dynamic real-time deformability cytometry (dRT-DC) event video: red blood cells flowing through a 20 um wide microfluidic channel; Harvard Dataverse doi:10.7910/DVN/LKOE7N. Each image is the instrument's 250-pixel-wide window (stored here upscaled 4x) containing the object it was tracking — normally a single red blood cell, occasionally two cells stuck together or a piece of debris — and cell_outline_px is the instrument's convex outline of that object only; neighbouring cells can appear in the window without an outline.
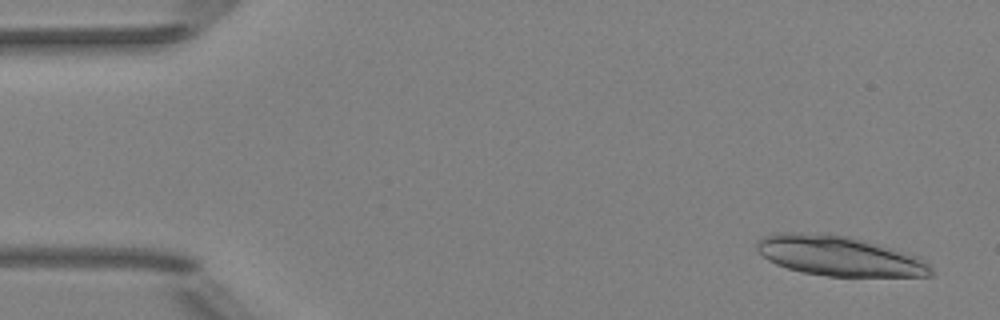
{"species": "Egyptian fruit bat (a non-hibernating species)", "species_latin": "Rousettus aegyptiacus", "temperature_condition": "room temperature", "stored_images_in_passage": 51, "camera_frame_rate_fps": 3000, "um_per_image_px": 0.085, "animal": {"sex": "female"}, "frame": {"image": 1, "passage_image": 3, "time_ms": 0.667, "image_size_px": [1000, 320], "cell_outline_px": [[932, 276], [828, 276], [804, 272], [788, 268], [776, 264], [768, 260], [756, 248], [756, 240], [772, 232], [800, 232], [848, 236], [876, 244], [916, 256], [928, 264], [932, 268]], "centroid_in_image_um": [71.25, 21.75], "position_along_channel_um": 13.7, "area_um2": 39.94}}
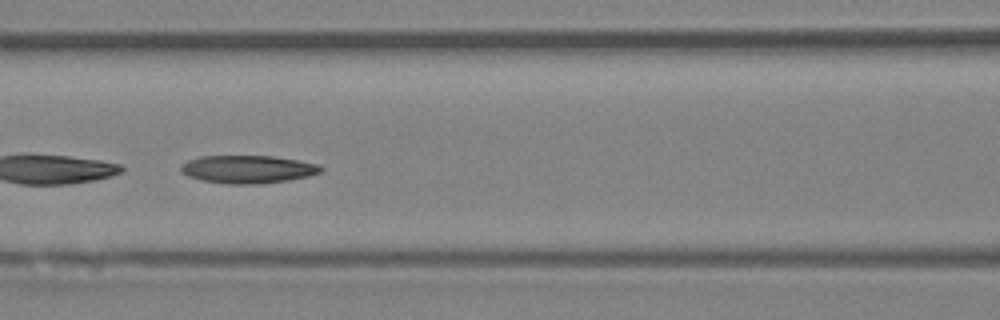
{"frame": {"image": 2, "passage_image": 23, "time_ms": 7.333, "image_size_px": [1000, 320], "cell_outline_px": [[324, 168], [320, 172], [308, 176], [288, 180], [260, 184], [228, 184], [204, 180], [188, 176], [180, 172], [180, 164], [188, 160], [200, 156], [272, 156], [320, 164]], "centroid_in_image_um": [21.05, 14.38], "position_along_channel_um": 145.6, "area_um2": 22.77}}
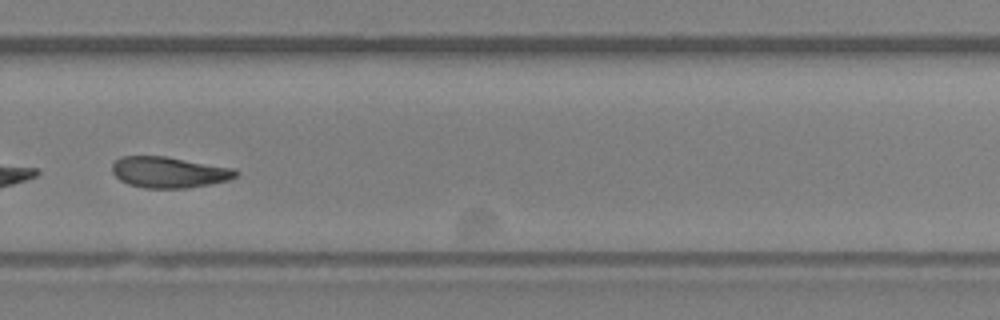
{"frame": {"image": 3, "passage_image": 36, "time_ms": 11.667, "image_size_px": [1000, 320], "cell_outline_px": [[240, 172], [236, 176], [228, 180], [188, 188], [144, 188], [128, 184], [120, 180], [112, 172], [112, 164], [120, 156], [164, 156], [236, 168]], "centroid_in_image_um": [14.37, 14.64], "position_along_channel_um": 315.4, "area_um2": 22.43}, "authors_computed_cell_mechanics": {"area_um2": 23.7558, "velocity_mm_per_s": 3.9293, "shape_relaxation_time_tau1_ms": 4.4047, "shape_relaxation_time_tau2_ms": 5.2322, "deformation_change_tau1": 0.1537, "deformation_change_tau2": 0.1179}}